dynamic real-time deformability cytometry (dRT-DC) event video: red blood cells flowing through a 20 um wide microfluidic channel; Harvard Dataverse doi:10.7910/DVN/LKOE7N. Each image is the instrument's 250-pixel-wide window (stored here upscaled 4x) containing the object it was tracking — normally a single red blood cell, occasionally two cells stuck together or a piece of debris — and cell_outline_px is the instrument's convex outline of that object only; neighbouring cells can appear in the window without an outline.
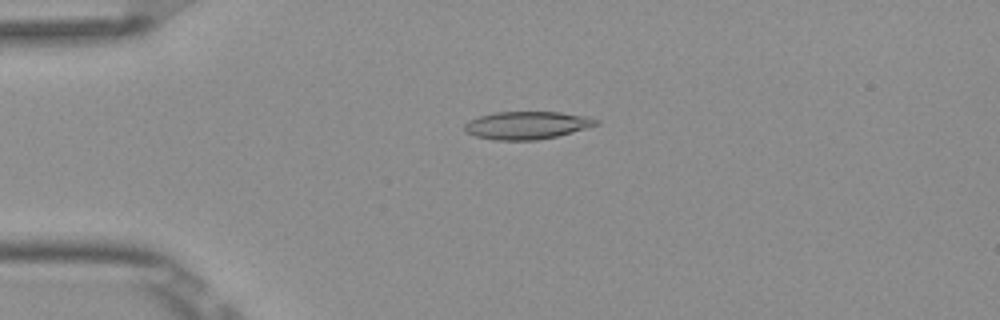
{"species": "Egyptian fruit bat (a non-hibernating species)", "species_latin": "Rousettus aegyptiacus", "temperature_condition": "room temperature", "stored_images_in_passage": 5, "camera_frame_rate_fps": 3000, "um_per_image_px": 0.085, "frame": {"image": 1, "passage_image": 4, "time_ms": 1.0, "image_size_px": [1000, 320], "cell_outline_px": [[600, 124], [572, 132], [556, 136], [536, 140], [496, 140], [476, 136], [464, 132], [464, 124], [468, 120], [480, 116], [496, 112], [560, 112], [588, 116], [600, 120]], "centroid_in_image_um": [44.79, 10.64], "position_along_channel_um": 40.2, "area_um2": 21.33}}